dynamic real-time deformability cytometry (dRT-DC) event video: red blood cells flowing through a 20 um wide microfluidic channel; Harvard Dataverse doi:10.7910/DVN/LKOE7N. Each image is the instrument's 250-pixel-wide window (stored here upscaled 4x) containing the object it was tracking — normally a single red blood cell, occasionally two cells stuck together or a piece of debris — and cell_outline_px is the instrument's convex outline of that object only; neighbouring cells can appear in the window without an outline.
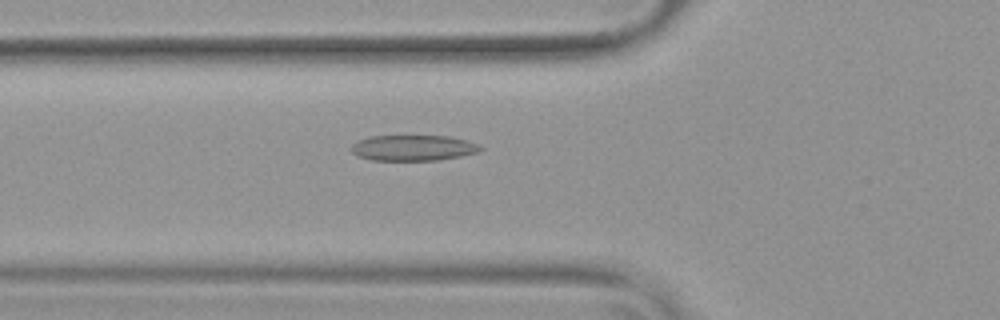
{"species": "common noctule bat (a hibernating species)", "species_latin": "Nyctalus noctula", "temperature_condition": "warm", "stored_images_in_passage": 54, "camera_frame_rate_fps": 3000, "um_per_image_px": 0.085, "animal": {"sex": "female", "body_mass_g": 19.9}, "frame": {"image": 1, "passage_image": 20, "time_ms": 6.333, "image_size_px": [1000, 320], "cell_outline_px": [[484, 148], [480, 152], [440, 160], [372, 160], [356, 156], [348, 148], [352, 144], [368, 136], [452, 136], [468, 140], [480, 144]], "centroid_in_image_um": [35.15, 12.57], "position_along_channel_um": 90.7, "area_um2": 19.65}}
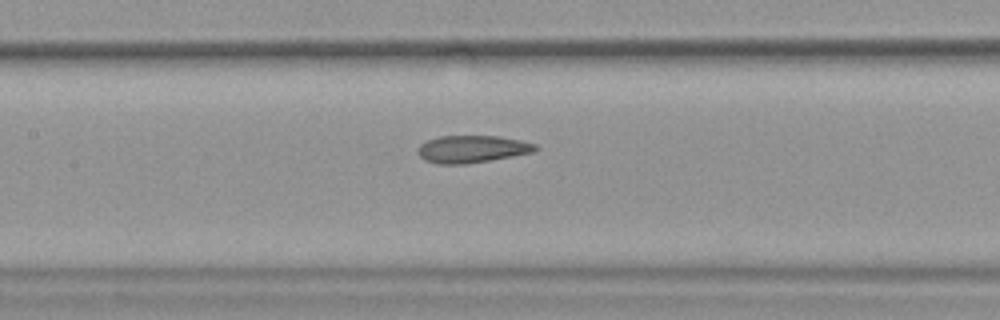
{"frame": {"image": 2, "passage_image": 26, "time_ms": 8.333, "image_size_px": [1000, 320], "cell_outline_px": [[540, 148], [536, 152], [464, 164], [440, 164], [424, 160], [416, 152], [416, 148], [420, 144], [428, 140], [440, 136], [500, 136], [520, 140], [536, 144]], "centroid_in_image_um": [40.13, 12.66], "position_along_channel_um": 167.3, "area_um2": 18.79}}
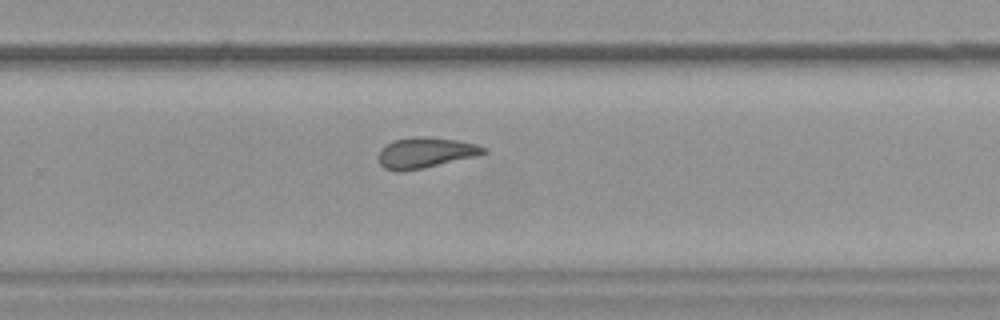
{"frame": {"image": 3, "passage_image": 36, "time_ms": 11.667, "image_size_px": [1000, 320], "cell_outline_px": [[488, 152], [480, 156], [424, 168], [404, 172], [396, 172], [384, 168], [380, 164], [376, 156], [380, 148], [396, 140], [416, 136], [424, 136], [456, 140], [476, 144], [488, 148]], "centroid_in_image_um": [36.17, 13.0], "position_along_channel_um": 293.6, "area_um2": 19.19}, "authors_computed_cell_mechanics": {"area_um2": 19.6231, "velocity_mm_per_s": 3.8136, "shape_relaxation_time_tau1_ms": 11.268, "shape_relaxation_time_tau2_ms": 1.9368, "deformation_change_tau1": 0.258, "deformation_change_tau2": 0.0994}}